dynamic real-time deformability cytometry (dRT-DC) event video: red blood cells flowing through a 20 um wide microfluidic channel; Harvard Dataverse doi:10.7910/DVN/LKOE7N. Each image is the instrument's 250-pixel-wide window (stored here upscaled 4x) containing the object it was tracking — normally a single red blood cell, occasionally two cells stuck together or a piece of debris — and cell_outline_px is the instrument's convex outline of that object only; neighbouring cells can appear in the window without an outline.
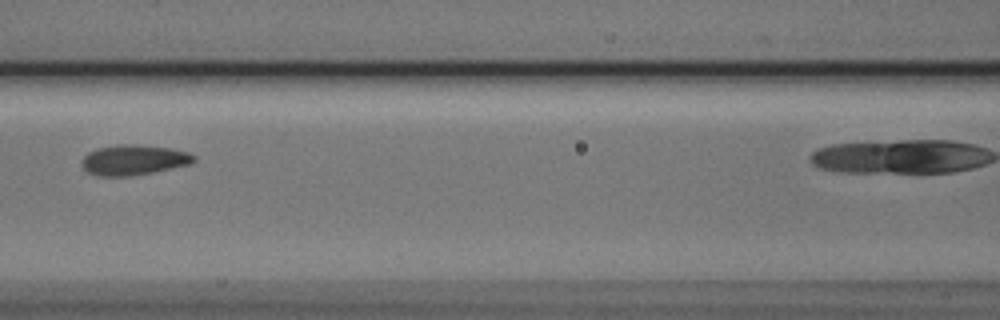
{"species": "Egyptian fruit bat (a non-hibernating species)", "species_latin": "Rousettus aegyptiacus", "temperature_condition": "cold", "stored_images_in_passage": 8, "camera_frame_rate_fps": 3000, "um_per_image_px": 0.085, "animal": {"sex": "male"}, "frame": {"image": 1, "passage_image": 3, "time_ms": 0.667, "image_size_px": [1000, 320], "cell_outline_px": [[196, 160], [192, 164], [132, 176], [100, 176], [88, 172], [80, 164], [80, 160], [88, 152], [96, 148], [120, 144], [136, 144], [172, 148], [188, 152], [196, 156]], "centroid_in_image_um": [11.37, 13.58], "position_along_channel_um": 155.2, "area_um2": 20.0}}
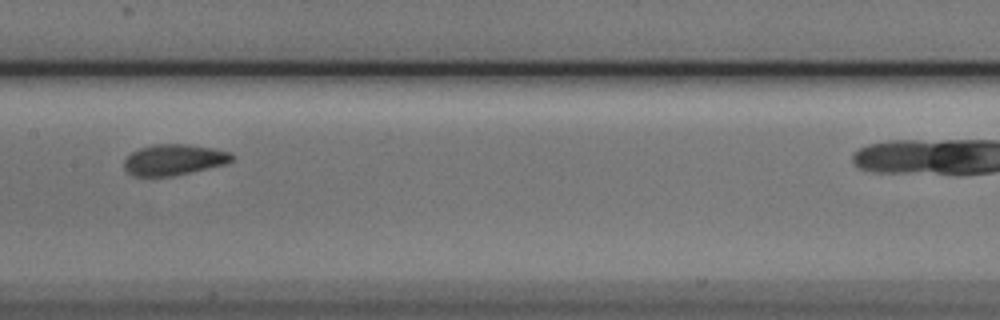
{"frame": {"image": 2, "passage_image": 4, "time_ms": 1.0, "image_size_px": [1000, 320], "cell_outline_px": [[236, 156], [232, 160], [224, 164], [176, 176], [132, 176], [124, 168], [124, 160], [132, 152], [140, 148], [156, 144], [188, 144], [212, 148], [228, 152]], "centroid_in_image_um": [14.77, 13.58], "position_along_channel_um": 192.6, "area_um2": 19.36}}